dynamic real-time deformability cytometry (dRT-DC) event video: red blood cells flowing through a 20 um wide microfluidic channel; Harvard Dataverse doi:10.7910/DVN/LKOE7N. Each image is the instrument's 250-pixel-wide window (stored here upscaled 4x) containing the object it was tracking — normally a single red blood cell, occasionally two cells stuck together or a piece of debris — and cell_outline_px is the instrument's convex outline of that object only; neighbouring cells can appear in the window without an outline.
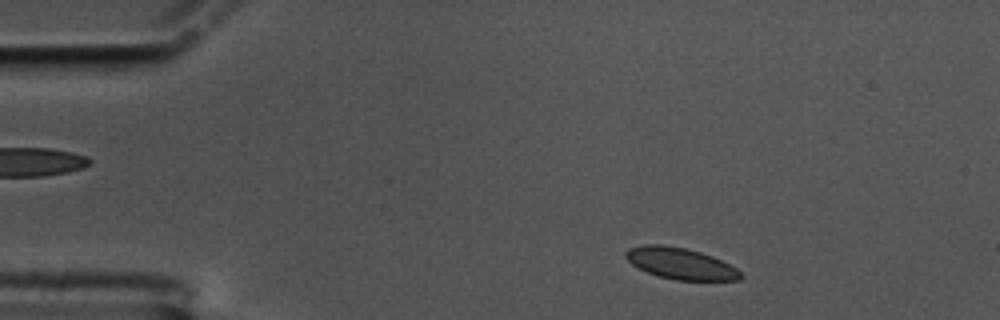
{"species": "common noctule bat (a hibernating species)", "species_latin": "Nyctalus noctula", "temperature_condition": "cold", "stored_images_in_passage": 53, "camera_frame_rate_fps": 3000, "um_per_image_px": 0.085, "animal": {"sex": "male", "body_mass_g": 17.5, "forearm_length_mm": 52.3}, "frame": {"image": 1, "passage_image": 2, "time_ms": 0.333, "image_size_px": [1000, 320], "cell_outline_px": [[744, 276], [740, 280], [676, 280], [660, 276], [648, 272], [632, 264], [624, 256], [624, 252], [628, 248], [644, 244], [664, 244], [684, 248], [700, 252], [712, 256], [736, 268]], "centroid_in_image_um": [57.82, 22.38], "position_along_channel_um": 27.2, "area_um2": 20.87}}
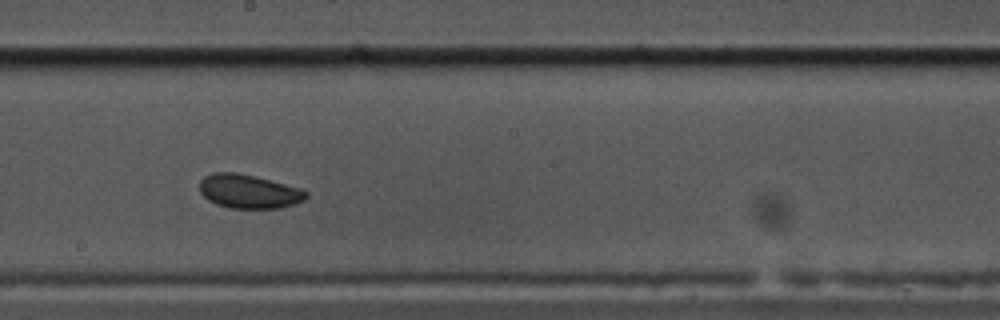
{"frame": {"image": 2, "passage_image": 26, "time_ms": 8.333, "image_size_px": [1000, 320], "cell_outline_px": [[308, 196], [304, 200], [296, 204], [280, 208], [232, 208], [216, 204], [208, 200], [200, 192], [200, 180], [204, 176], [212, 172], [236, 172], [256, 176], [300, 188], [308, 192]], "centroid_in_image_um": [21.15, 16.26], "position_along_channel_um": 227.0, "area_um2": 21.15}}
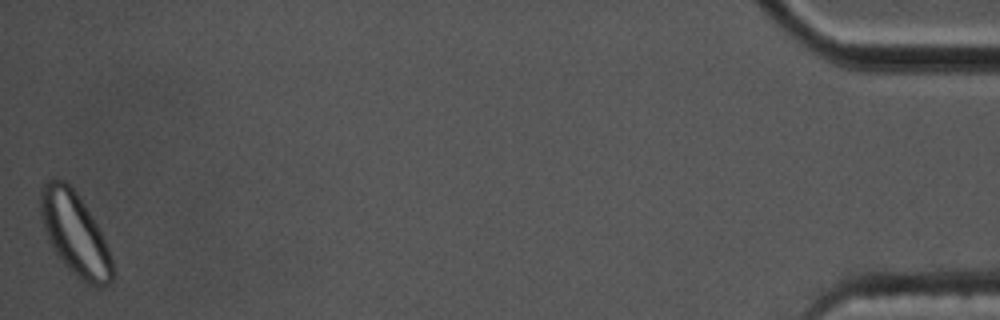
{"frame": {"image": 3, "passage_image": 53, "time_ms": 17.333, "image_size_px": [1000, 320], "cell_outline_px": [[116, 272], [112, 280], [108, 284], [88, 284], [68, 268], [64, 264], [52, 248], [48, 240], [40, 216], [40, 188], [48, 180], [64, 180], [76, 192], [84, 204], [96, 224], [108, 248]], "centroid_in_image_um": [6.35, 19.86], "position_along_channel_um": 428.8, "area_um2": 34.1}, "authors_computed_cell_mechanics": {"area_um2": 21.4438, "velocity_mm_per_s": 3.2758, "shape_relaxation_time_tau1_ms": 3.1252, "shape_relaxation_time_tau2_ms": null, "deformation_change_tau1": 0.0423, "deformation_change_tau2": null}}